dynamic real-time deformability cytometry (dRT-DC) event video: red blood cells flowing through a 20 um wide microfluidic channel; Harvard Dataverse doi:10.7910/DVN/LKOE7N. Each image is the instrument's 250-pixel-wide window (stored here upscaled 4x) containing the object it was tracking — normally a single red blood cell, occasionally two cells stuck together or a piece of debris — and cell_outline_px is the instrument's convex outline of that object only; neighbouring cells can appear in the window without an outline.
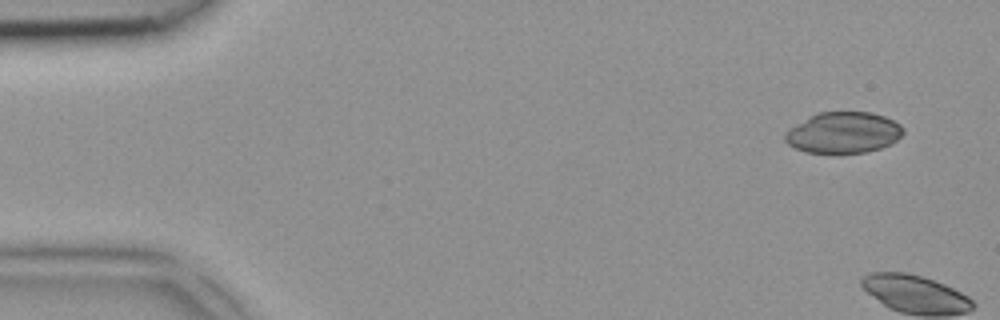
{"species": "common noctule bat (a hibernating species)", "species_latin": "Nyctalus noctula", "temperature_condition": "room temperature", "stored_images_in_passage": 5, "camera_frame_rate_fps": 3000, "um_per_image_px": 0.085, "animal": {"sex": "female", "body_mass_g": 18.4}, "frame": {"image": 1, "passage_image": 1, "time_ms": 0.0, "image_size_px": [1000, 320], "cell_outline_px": [[904, 132], [892, 144], [880, 148], [864, 152], [804, 152], [788, 144], [784, 140], [784, 132], [812, 116], [820, 112], [872, 112], [884, 116], [900, 124], [904, 128]], "centroid_in_image_um": [71.71, 11.27], "position_along_channel_um": 13.3, "area_um2": 27.92}}
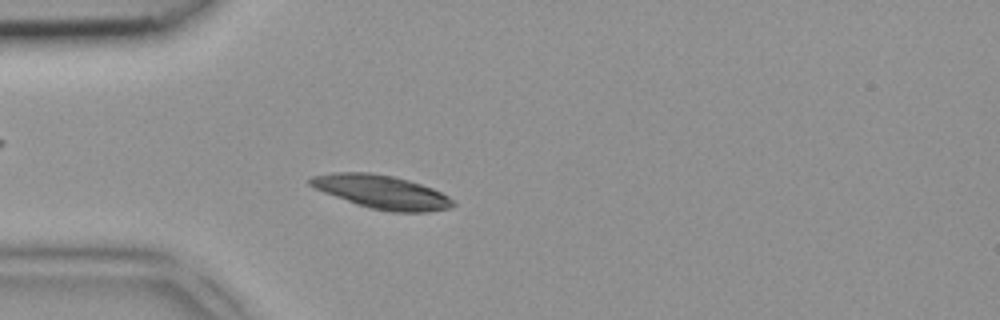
{"frame": {"image": 2, "passage_image": 5, "time_ms": 1.333, "image_size_px": [1000, 320], "cell_outline_px": [[456, 204], [452, 208], [428, 212], [392, 212], [372, 208], [356, 204], [324, 192], [308, 184], [308, 180], [312, 176], [332, 172], [368, 172], [392, 176], [408, 180], [432, 188], [448, 196]], "centroid_in_image_um": [32.45, 16.32], "position_along_channel_um": 52.5, "area_um2": 27.74}}